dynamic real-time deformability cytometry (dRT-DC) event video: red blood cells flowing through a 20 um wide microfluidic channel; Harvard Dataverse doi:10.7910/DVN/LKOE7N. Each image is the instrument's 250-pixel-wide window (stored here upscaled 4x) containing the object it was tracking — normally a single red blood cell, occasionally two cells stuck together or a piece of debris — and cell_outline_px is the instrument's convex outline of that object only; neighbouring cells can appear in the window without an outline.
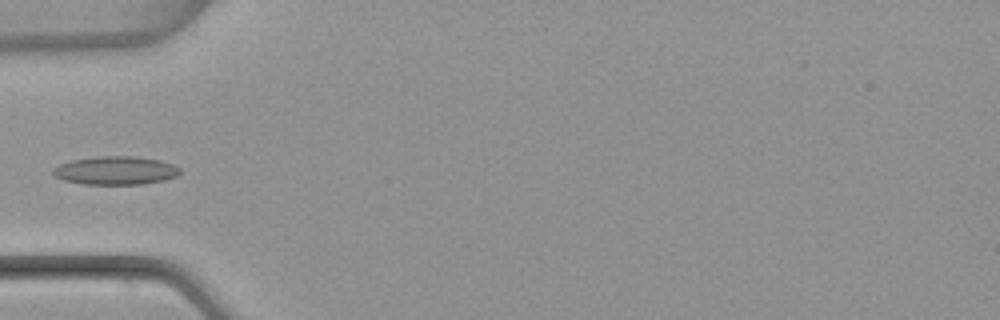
{"species": "common noctule bat (a hibernating species)", "species_latin": "Nyctalus noctula", "temperature_condition": "warm", "stored_images_in_passage": 5, "camera_frame_rate_fps": 3000, "um_per_image_px": 0.085, "animal": {"sex": "female", "body_mass_g": 22.7, "forearm_length_mm": 54.2}, "frame": {"image": 1, "passage_image": 5, "time_ms": 5.0, "image_size_px": [1000, 320], "cell_outline_px": [[180, 172], [176, 176], [164, 180], [140, 184], [84, 184], [64, 180], [56, 176], [52, 172], [52, 168], [60, 164], [72, 160], [96, 156], [136, 156], [160, 160], [172, 164], [180, 168]], "centroid_in_image_um": [9.82, 14.48], "position_along_channel_um": 75.2, "area_um2": 20.92}}